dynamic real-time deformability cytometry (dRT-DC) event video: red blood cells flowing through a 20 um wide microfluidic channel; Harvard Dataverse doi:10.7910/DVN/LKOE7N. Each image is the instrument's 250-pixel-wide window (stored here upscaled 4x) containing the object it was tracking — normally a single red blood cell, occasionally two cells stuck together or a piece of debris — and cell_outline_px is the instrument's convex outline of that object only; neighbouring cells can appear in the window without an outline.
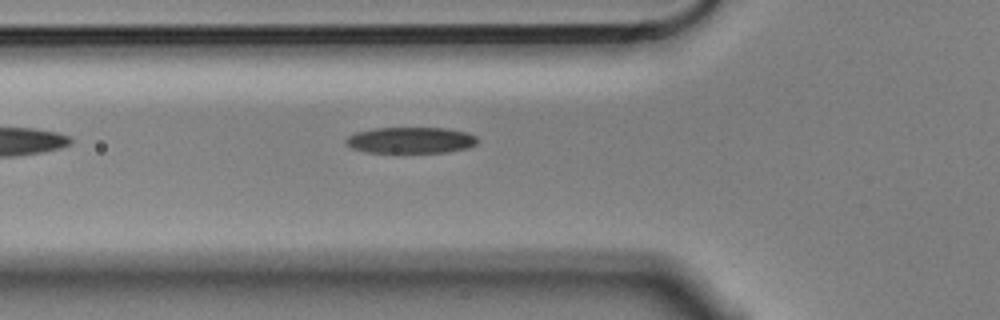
{"species": "Egyptian fruit bat (a non-hibernating species)", "species_latin": "Rousettus aegyptiacus", "temperature_condition": "cold", "stored_images_in_passage": 6, "camera_frame_rate_fps": 3000, "um_per_image_px": 0.085, "animal": {"sex": "male"}, "frame": {"image": 1, "passage_image": 6, "time_ms": 1.667, "image_size_px": [1000, 320], "cell_outline_px": [[476, 144], [468, 148], [448, 152], [364, 152], [352, 148], [344, 140], [348, 136], [356, 132], [372, 128], [448, 128], [468, 132], [476, 136]], "centroid_in_image_um": [34.92, 11.91], "position_along_channel_um": 90.9, "area_um2": 20.11}}